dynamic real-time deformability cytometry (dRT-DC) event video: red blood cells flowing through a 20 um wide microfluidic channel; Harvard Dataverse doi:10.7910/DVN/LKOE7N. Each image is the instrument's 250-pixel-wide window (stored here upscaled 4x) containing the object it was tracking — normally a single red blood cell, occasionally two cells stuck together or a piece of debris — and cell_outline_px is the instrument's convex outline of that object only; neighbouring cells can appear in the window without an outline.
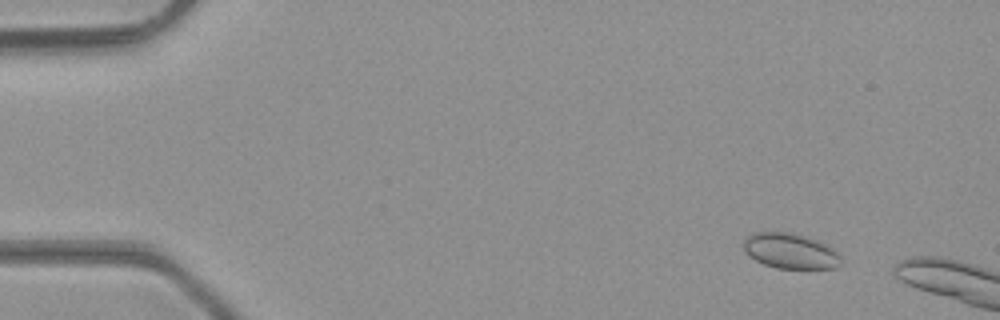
{"species": "common noctule bat (a hibernating species)", "species_latin": "Nyctalus noctula", "temperature_condition": "room temperature", "stored_images_in_passage": 7, "camera_frame_rate_fps": 3000, "um_per_image_px": 0.085, "animal": {"sex": "male", "body_mass_g": 23.1, "forearm_length_mm": 52.7}, "frame": {"image": 1, "passage_image": 3, "time_ms": 0.667, "image_size_px": [1000, 320], "cell_outline_px": [[840, 264], [836, 268], [776, 268], [764, 264], [756, 260], [744, 252], [744, 240], [752, 232], [792, 232], [816, 240], [832, 248], [840, 256]], "centroid_in_image_um": [67.15, 21.33], "position_along_channel_um": 17.9, "area_um2": 19.88}}